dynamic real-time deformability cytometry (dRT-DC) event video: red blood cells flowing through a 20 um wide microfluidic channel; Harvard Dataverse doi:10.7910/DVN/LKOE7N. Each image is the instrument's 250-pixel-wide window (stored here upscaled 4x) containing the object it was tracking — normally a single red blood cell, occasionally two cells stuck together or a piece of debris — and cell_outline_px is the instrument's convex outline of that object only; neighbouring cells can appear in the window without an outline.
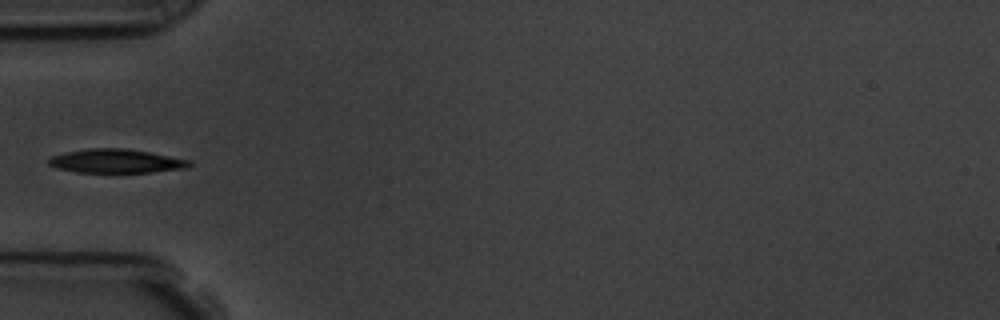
{"species": "common noctule bat (a hibernating species)", "species_latin": "Nyctalus noctula", "temperature_condition": "room temperature", "stored_images_in_passage": 2, "camera_frame_rate_fps": 3000, "um_per_image_px": 0.085, "animal": {"sex": "male", "body_mass_g": 19.5, "forearm_length_mm": 54.6}, "frame": {"image": 1, "passage_image": 1, "time_ms": 0.0, "image_size_px": [1000, 320], "cell_outline_px": [[192, 164], [184, 168], [152, 172], [76, 172], [56, 168], [48, 164], [48, 160], [52, 156], [68, 152], [88, 148], [124, 148], [148, 152], [192, 160]], "centroid_in_image_um": [9.87, 13.69], "position_along_channel_um": 75.1, "area_um2": 19.36}}